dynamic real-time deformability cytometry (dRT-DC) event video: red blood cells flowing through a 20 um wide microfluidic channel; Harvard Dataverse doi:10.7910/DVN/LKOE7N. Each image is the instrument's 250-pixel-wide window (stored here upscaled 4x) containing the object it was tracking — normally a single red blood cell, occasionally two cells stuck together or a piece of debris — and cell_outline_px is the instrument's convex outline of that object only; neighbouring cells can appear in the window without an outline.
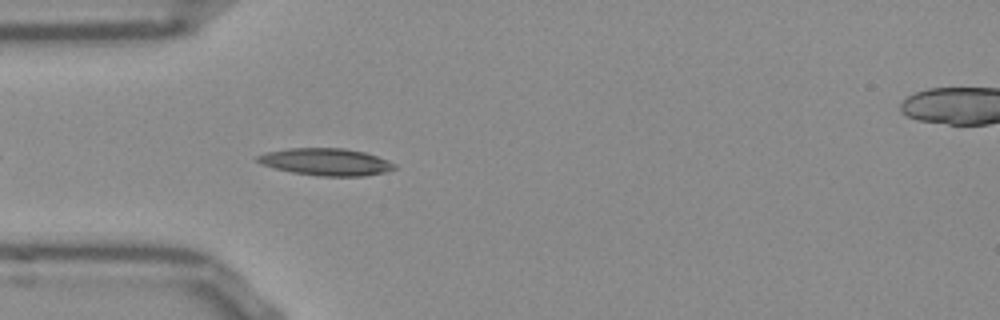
{"species": "Egyptian fruit bat (a non-hibernating species)", "species_latin": "Rousettus aegyptiacus", "temperature_condition": "room temperature", "stored_images_in_passage": 10, "camera_frame_rate_fps": 3000, "um_per_image_px": 0.085, "frame": {"image": 1, "passage_image": 1, "time_ms": 0.0, "image_size_px": [1000, 320], "cell_outline_px": [[396, 168], [384, 172], [364, 176], [316, 176], [292, 172], [260, 164], [256, 160], [256, 156], [268, 152], [288, 148], [344, 148], [364, 152], [388, 160], [396, 164]], "centroid_in_image_um": [27.71, 13.76], "position_along_channel_um": 57.3, "area_um2": 21.62}}
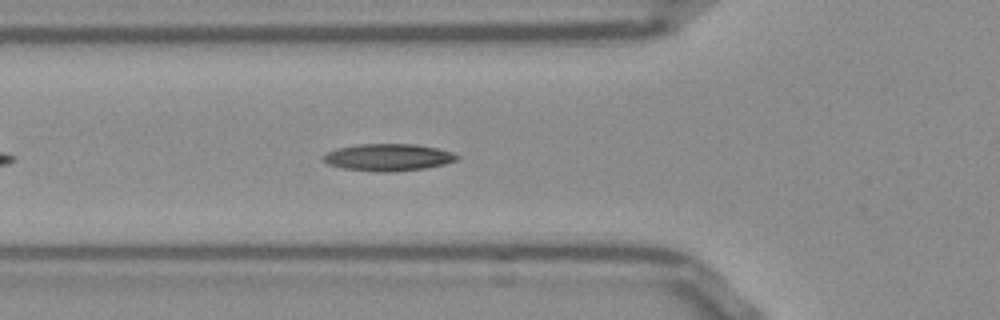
{"frame": {"image": 2, "passage_image": 4, "time_ms": 1.0, "image_size_px": [1000, 320], "cell_outline_px": [[460, 156], [456, 160], [444, 164], [424, 168], [384, 172], [376, 172], [344, 168], [328, 164], [320, 160], [320, 156], [336, 148], [356, 144], [416, 144], [436, 148], [452, 152]], "centroid_in_image_um": [32.93, 13.36], "position_along_channel_um": 92.9, "area_um2": 21.1}}
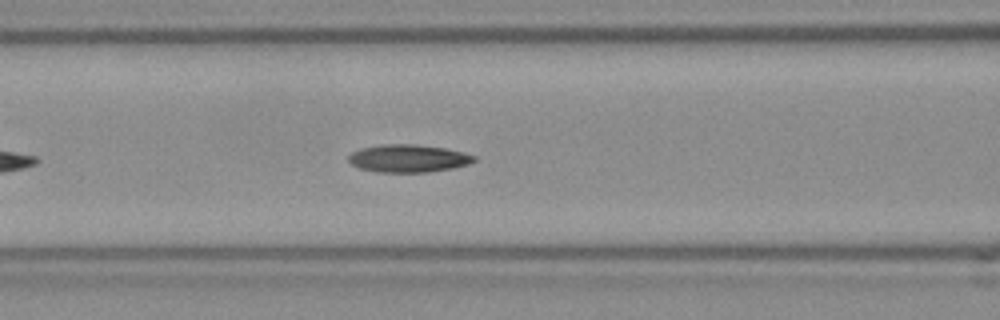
{"frame": {"image": 3, "passage_image": 7, "time_ms": 2.0, "image_size_px": [1000, 320], "cell_outline_px": [[476, 160], [468, 164], [452, 168], [428, 172], [376, 172], [360, 168], [352, 164], [348, 160], [348, 156], [352, 152], [360, 148], [384, 144], [412, 144], [444, 148], [464, 152], [476, 156]], "centroid_in_image_um": [34.7, 13.46], "position_along_channel_um": 131.9, "area_um2": 20.23}}